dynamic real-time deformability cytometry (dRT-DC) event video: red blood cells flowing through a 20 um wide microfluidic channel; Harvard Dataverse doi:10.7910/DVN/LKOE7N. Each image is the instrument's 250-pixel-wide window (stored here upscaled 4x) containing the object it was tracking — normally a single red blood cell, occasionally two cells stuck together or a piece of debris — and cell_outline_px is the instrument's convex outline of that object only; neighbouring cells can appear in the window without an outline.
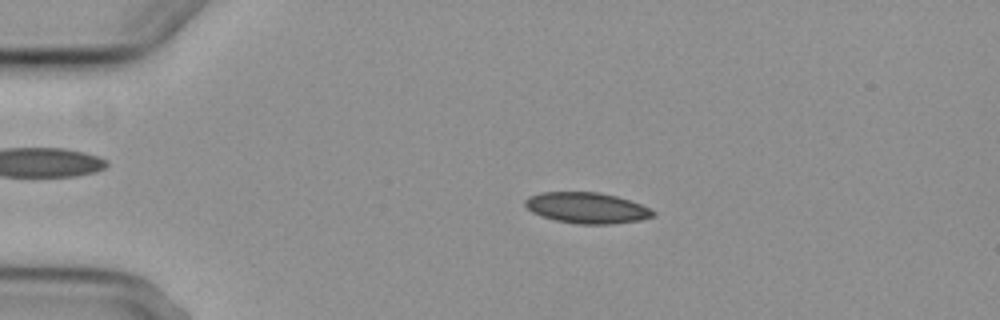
{"species": "common noctule bat (a hibernating species)", "species_latin": "Nyctalus noctula", "temperature_condition": "cold", "stored_images_in_passage": 7, "camera_frame_rate_fps": 3000, "um_per_image_px": 0.085, "animal": {"sex": "female", "body_mass_g": 29.2, "forearm_length_mm": 56.3}, "frame": {"image": 1, "passage_image": 3, "time_ms": 2.333, "image_size_px": [1000, 320], "cell_outline_px": [[656, 216], [640, 220], [612, 224], [576, 224], [556, 220], [540, 216], [532, 212], [524, 204], [524, 200], [528, 196], [540, 192], [600, 192], [616, 196], [640, 204], [656, 212]], "centroid_in_image_um": [49.86, 17.67], "position_along_channel_um": 35.1, "area_um2": 23.12}}
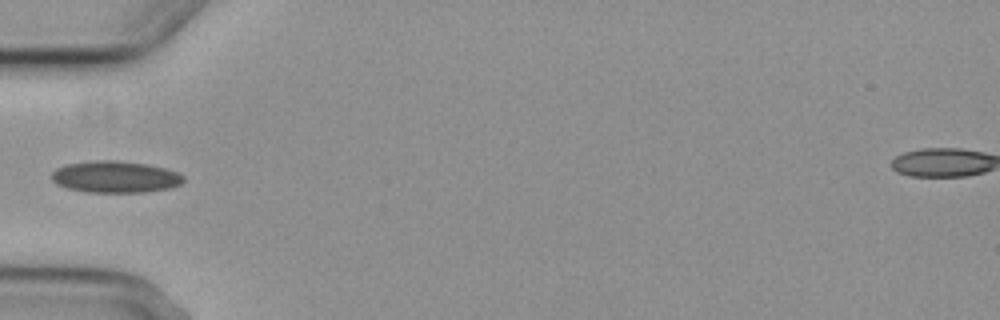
{"frame": {"image": 2, "passage_image": 5, "time_ms": 4.667, "image_size_px": [1000, 320], "cell_outline_px": [[184, 180], [180, 184], [172, 188], [144, 192], [84, 192], [68, 188], [56, 184], [52, 180], [52, 172], [56, 168], [68, 164], [96, 160], [116, 160], [148, 164], [164, 168], [176, 172], [184, 176]], "centroid_in_image_um": [9.8, 15.03], "position_along_channel_um": 75.2, "area_um2": 24.39}}
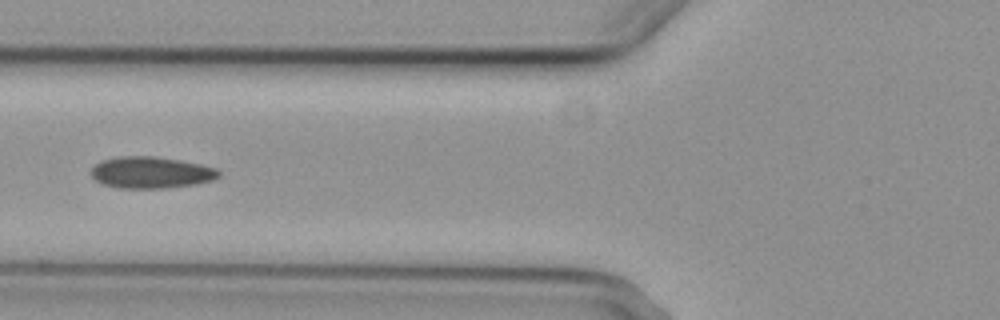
{"frame": {"image": 3, "passage_image": 6, "time_ms": 5.667, "image_size_px": [1000, 320], "cell_outline_px": [[220, 176], [212, 180], [196, 184], [164, 188], [120, 188], [104, 184], [96, 180], [92, 176], [92, 168], [100, 160], [116, 156], [156, 156], [180, 160], [200, 164], [216, 168], [220, 172]], "centroid_in_image_um": [12.84, 14.65], "position_along_channel_um": 113.0, "area_um2": 23.52}}